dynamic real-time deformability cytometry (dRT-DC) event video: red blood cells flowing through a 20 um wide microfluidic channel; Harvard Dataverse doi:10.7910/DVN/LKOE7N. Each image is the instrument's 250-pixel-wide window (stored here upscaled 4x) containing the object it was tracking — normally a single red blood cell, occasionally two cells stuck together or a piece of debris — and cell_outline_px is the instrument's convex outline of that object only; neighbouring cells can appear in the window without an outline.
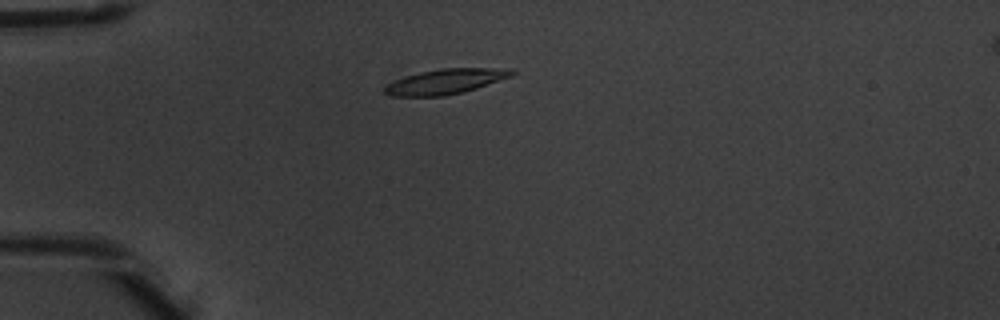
{"species": "common noctule bat (a hibernating species)", "species_latin": "Nyctalus noctula", "temperature_condition": "warm", "stored_images_in_passage": 3, "camera_frame_rate_fps": 3000, "um_per_image_px": 0.085, "animal": {"sex": "male", "body_mass_g": 20.1, "forearm_length_mm": 53.5}, "frame": {"image": 1, "passage_image": 2, "time_ms": 0.333, "image_size_px": [1000, 320], "cell_outline_px": [[516, 72], [512, 76], [476, 88], [444, 96], [392, 96], [384, 92], [384, 88], [388, 84], [404, 76], [420, 72], [440, 68], [512, 68]], "centroid_in_image_um": [37.89, 6.91], "position_along_channel_um": 47.1, "area_um2": 18.44}}